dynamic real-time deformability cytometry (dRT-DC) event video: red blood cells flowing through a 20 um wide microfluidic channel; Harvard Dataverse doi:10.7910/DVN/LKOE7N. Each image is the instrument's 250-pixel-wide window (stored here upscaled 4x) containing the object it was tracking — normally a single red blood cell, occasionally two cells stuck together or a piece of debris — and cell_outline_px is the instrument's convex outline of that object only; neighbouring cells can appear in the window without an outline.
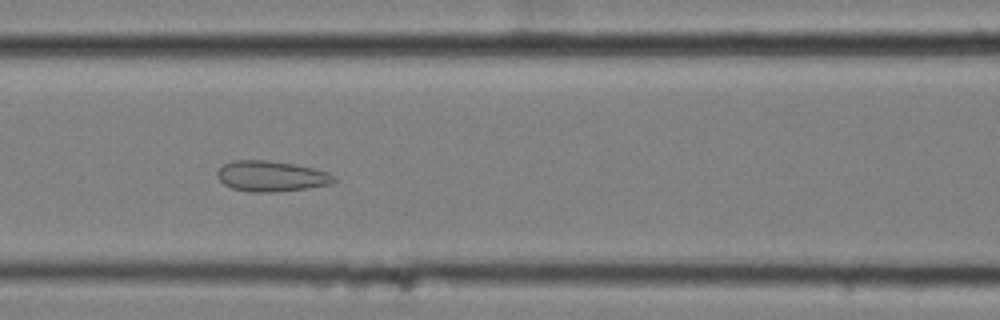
{"species": "common noctule bat (a hibernating species)", "species_latin": "Nyctalus noctula", "temperature_condition": "cold", "stored_images_in_passage": 8, "camera_frame_rate_fps": 3000, "um_per_image_px": 0.085, "animal": {"sex": "female", "body_mass_g": 25.1}, "frame": {"image": 1, "passage_image": 4, "time_ms": 1.0, "image_size_px": [1000, 320], "cell_outline_px": [[336, 180], [328, 184], [308, 188], [272, 192], [248, 192], [232, 188], [224, 184], [216, 176], [216, 172], [224, 164], [236, 160], [264, 160], [296, 164], [328, 172], [336, 176]], "centroid_in_image_um": [23.04, 14.98], "position_along_channel_um": 143.6, "area_um2": 20.75}}
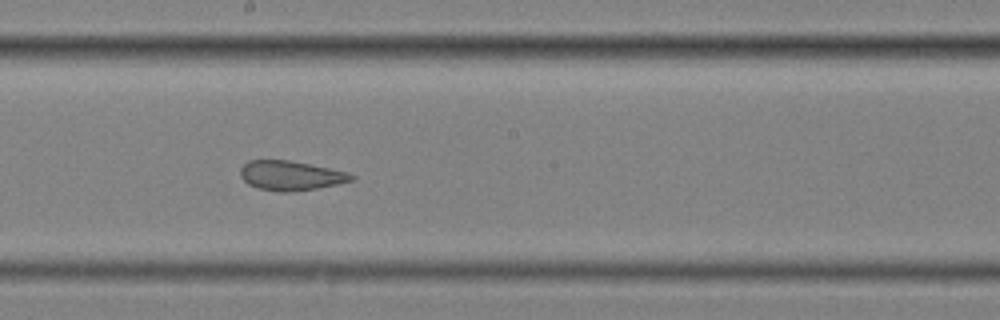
{"frame": {"image": 2, "passage_image": 6, "time_ms": 1.667, "image_size_px": [1000, 320], "cell_outline_px": [[356, 180], [316, 188], [288, 192], [276, 192], [256, 188], [248, 184], [240, 176], [240, 168], [248, 160], [288, 160], [348, 172], [356, 176]], "centroid_in_image_um": [24.69, 14.93], "position_along_channel_um": 223.5, "area_um2": 19.13}}
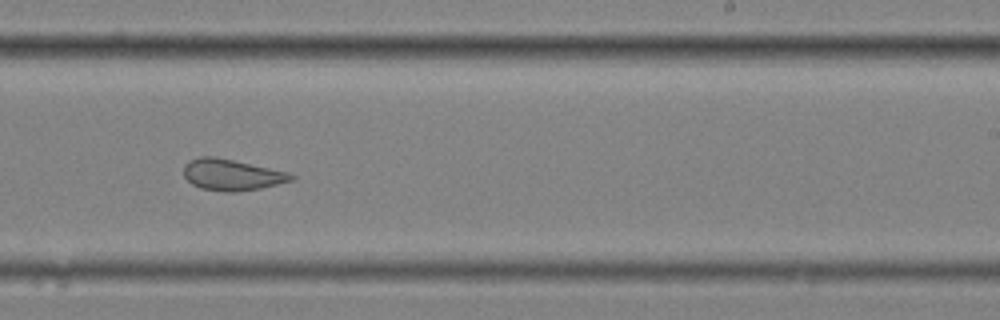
{"frame": {"image": 3, "passage_image": 7, "time_ms": 2.0, "image_size_px": [1000, 320], "cell_outline_px": [[296, 180], [260, 188], [236, 192], [224, 192], [200, 188], [192, 184], [184, 176], [184, 164], [200, 156], [216, 156], [288, 172], [296, 176]], "centroid_in_image_um": [19.72, 14.86], "position_along_channel_um": 269.3, "area_um2": 19.65}}